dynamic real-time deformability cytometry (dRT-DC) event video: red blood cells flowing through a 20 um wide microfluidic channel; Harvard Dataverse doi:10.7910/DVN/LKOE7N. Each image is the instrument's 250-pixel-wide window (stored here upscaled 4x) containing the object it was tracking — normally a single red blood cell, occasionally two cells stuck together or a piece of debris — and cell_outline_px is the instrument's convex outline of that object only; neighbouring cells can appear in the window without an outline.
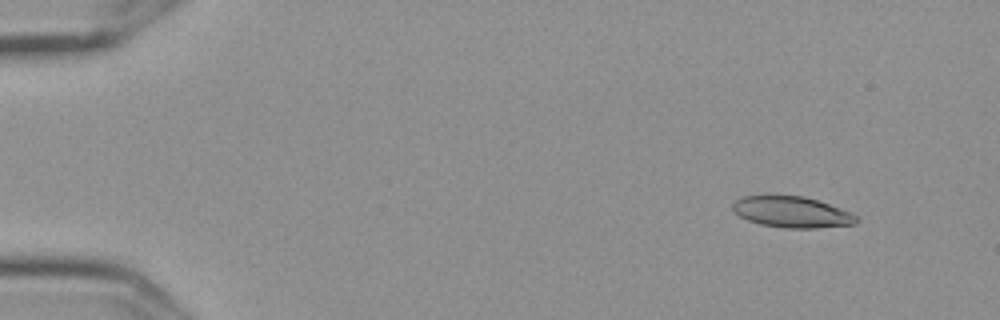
{"species": "Egyptian fruit bat (a non-hibernating species)", "species_latin": "Rousettus aegyptiacus", "temperature_condition": "cold", "stored_images_in_passage": 6, "camera_frame_rate_fps": 3000, "um_per_image_px": 0.085, "frame": {"image": 1, "passage_image": 2, "time_ms": 0.333, "image_size_px": [1000, 320], "cell_outline_px": [[860, 220], [856, 224], [816, 228], [784, 228], [760, 224], [748, 220], [740, 216], [732, 208], [732, 204], [736, 200], [744, 196], [804, 196], [840, 208], [860, 216]], "centroid_in_image_um": [67.36, 18.04], "position_along_channel_um": 17.6, "area_um2": 22.31}}
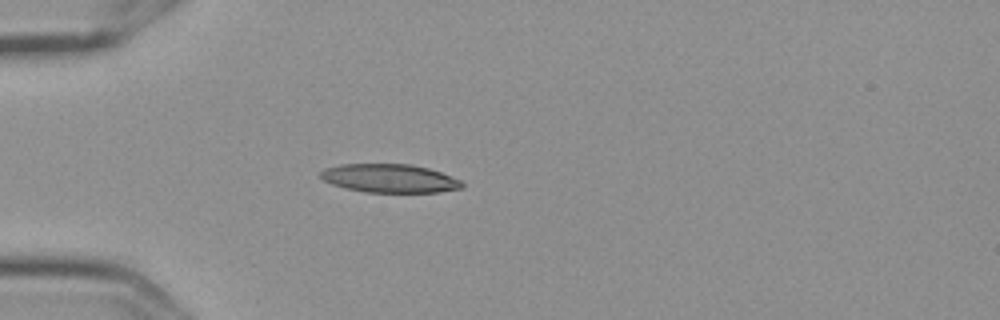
{"frame": {"image": 2, "passage_image": 5, "time_ms": 1.333, "image_size_px": [1000, 320], "cell_outline_px": [[464, 184], [460, 188], [440, 192], [364, 192], [344, 188], [332, 184], [324, 180], [320, 176], [320, 172], [324, 168], [340, 164], [412, 164], [428, 168], [440, 172], [460, 180]], "centroid_in_image_um": [33.08, 15.15], "position_along_channel_um": 51.9, "area_um2": 23.47}}